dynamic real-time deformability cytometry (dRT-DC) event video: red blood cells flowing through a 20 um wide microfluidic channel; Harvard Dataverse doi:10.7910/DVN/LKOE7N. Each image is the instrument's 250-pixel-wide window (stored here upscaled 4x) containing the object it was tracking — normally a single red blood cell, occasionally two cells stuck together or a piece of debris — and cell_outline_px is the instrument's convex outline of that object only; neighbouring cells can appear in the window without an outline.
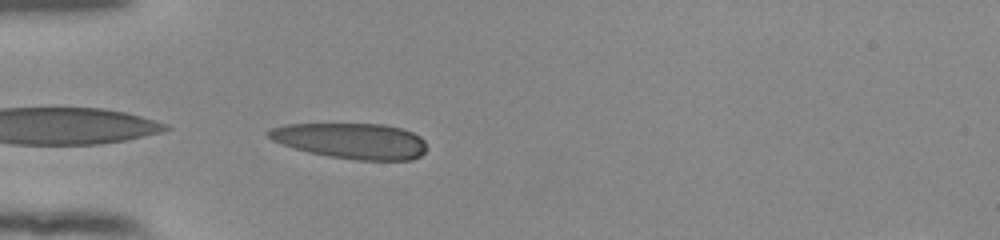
{"species": "human", "species_latin": "Homo sapiens", "temperature_condition": "room temperature", "stored_images_in_passage": 38, "camera_frame_rate_fps": 3000, "um_per_image_px": 0.085, "donor": {"sex": "female"}, "frame": {"image": 1, "passage_image": 1, "time_ms": 0.0, "image_size_px": [1000, 240], "cell_outline_px": [[424, 152], [420, 156], [412, 160], [356, 160], [328, 156], [308, 152], [272, 140], [264, 132], [272, 128], [284, 124], [384, 124], [400, 128], [412, 132], [420, 136], [424, 140]], "centroid_in_image_um": [29.85, 11.97], "position_along_channel_um": 55.1, "area_um2": 32.77}}
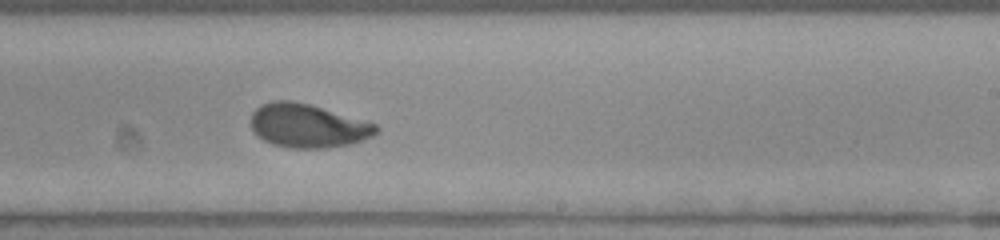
{"frame": {"image": 2, "passage_image": 18, "time_ms": 5.667, "image_size_px": [1000, 240], "cell_outline_px": [[380, 128], [372, 136], [352, 144], [328, 148], [292, 148], [272, 144], [264, 140], [252, 128], [252, 112], [260, 104], [272, 100], [292, 100], [308, 104], [376, 124]], "centroid_in_image_um": [26.15, 10.69], "position_along_channel_um": 262.8, "area_um2": 31.62}}
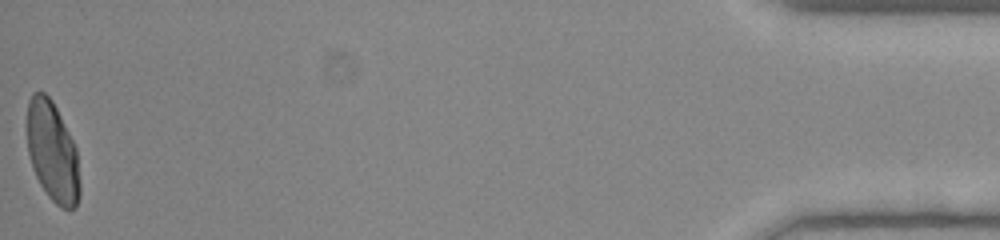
{"frame": {"image": 3, "passage_image": 38, "time_ms": 12.333, "image_size_px": [1000, 240], "cell_outline_px": [[80, 196], [76, 208], [60, 208], [48, 196], [40, 184], [32, 168], [28, 152], [28, 100], [32, 92], [44, 92], [52, 100], [76, 148], [80, 184]], "centroid_in_image_um": [4.47, 12.94], "position_along_channel_um": 430.7, "area_um2": 30.58}, "authors_computed_cell_mechanics": {"area_um2": 31.7033, "velocity_mm_per_s": 3.8657, "shape_relaxation_time_tau1_ms": 4.2648, "shape_relaxation_time_tau2_ms": 1.0, "deformation_change_tau1": 0.1746, "deformation_change_tau2": 0.0567}}